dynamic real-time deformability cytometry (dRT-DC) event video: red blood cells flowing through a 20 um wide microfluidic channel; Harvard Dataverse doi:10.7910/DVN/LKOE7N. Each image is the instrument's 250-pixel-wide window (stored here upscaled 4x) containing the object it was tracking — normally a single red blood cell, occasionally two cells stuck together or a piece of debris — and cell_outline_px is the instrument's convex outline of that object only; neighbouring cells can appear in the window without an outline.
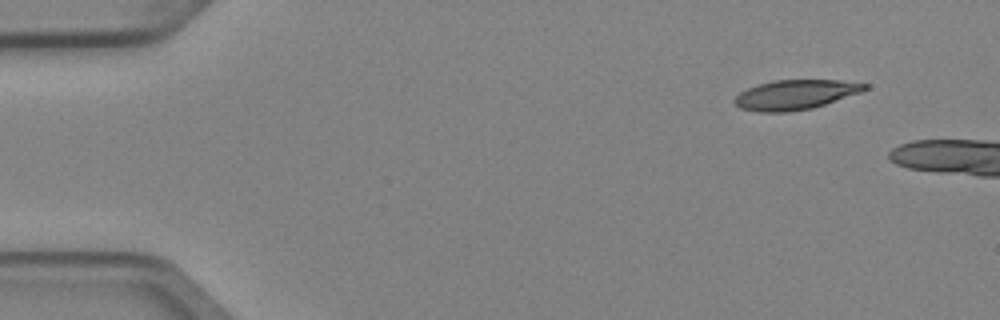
{"species": "Egyptian fruit bat (a non-hibernating species)", "species_latin": "Rousettus aegyptiacus", "temperature_condition": "cold", "stored_images_in_passage": 3, "camera_frame_rate_fps": 3000, "um_per_image_px": 0.085, "animal": {"sex": "female"}, "frame": {"image": 1, "passage_image": 1, "time_ms": 0.0, "image_size_px": [1000, 320], "cell_outline_px": [[868, 88], [860, 92], [812, 108], [788, 112], [760, 112], [740, 108], [732, 100], [740, 92], [748, 88], [772, 80], [840, 80], [868, 84]], "centroid_in_image_um": [67.58, 8.04], "position_along_channel_um": 17.4, "area_um2": 22.31}}